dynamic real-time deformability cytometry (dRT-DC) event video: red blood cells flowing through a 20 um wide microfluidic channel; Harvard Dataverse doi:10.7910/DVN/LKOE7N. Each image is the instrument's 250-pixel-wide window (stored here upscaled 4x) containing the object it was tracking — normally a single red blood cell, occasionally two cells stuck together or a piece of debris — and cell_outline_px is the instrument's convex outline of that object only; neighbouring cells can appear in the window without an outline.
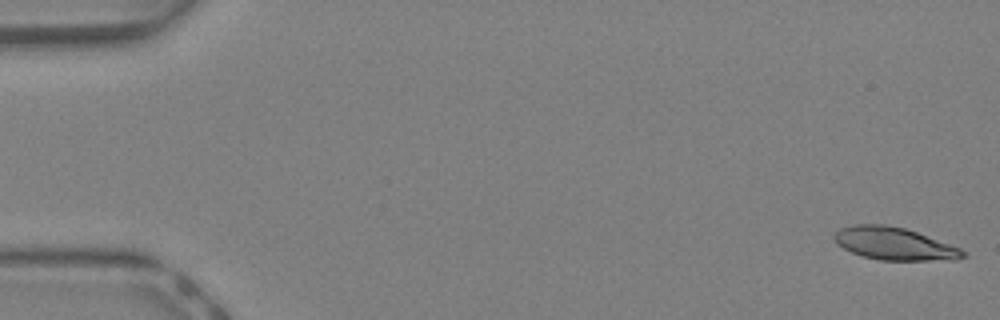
{"species": "Egyptian fruit bat (a non-hibernating species)", "species_latin": "Rousettus aegyptiacus", "temperature_condition": "warm", "stored_images_in_passage": 8, "camera_frame_rate_fps": 3000, "um_per_image_px": 0.085, "animal": {"sex": "female"}, "frame": {"image": 1, "passage_image": 1, "time_ms": 0.0, "image_size_px": [1000, 320], "cell_outline_px": [[968, 256], [956, 260], [880, 260], [860, 256], [836, 244], [832, 236], [840, 228], [852, 224], [884, 224], [904, 228], [916, 232], [960, 248]], "centroid_in_image_um": [75.98, 20.72], "position_along_channel_um": 9.0, "area_um2": 24.45}}